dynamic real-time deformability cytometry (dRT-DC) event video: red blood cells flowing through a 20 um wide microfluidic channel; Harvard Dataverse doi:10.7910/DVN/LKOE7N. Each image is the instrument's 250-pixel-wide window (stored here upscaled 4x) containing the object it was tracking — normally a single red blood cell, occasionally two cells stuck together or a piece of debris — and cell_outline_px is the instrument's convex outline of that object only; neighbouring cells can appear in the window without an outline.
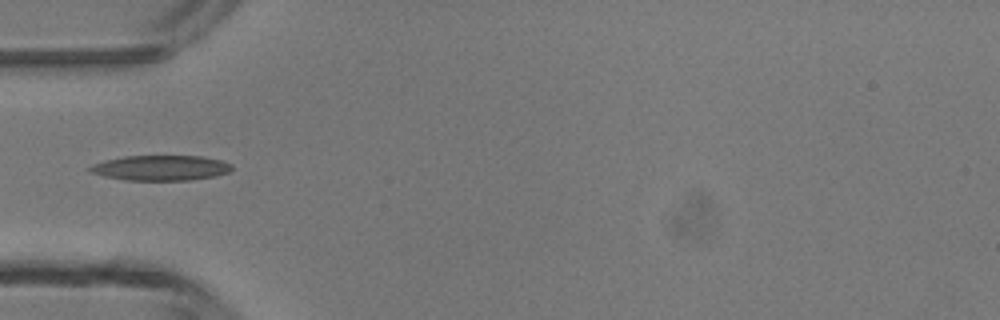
{"species": "common noctule bat (a hibernating species)", "species_latin": "Nyctalus noctula", "temperature_condition": "room temperature", "stored_images_in_passage": 5, "camera_frame_rate_fps": 3000, "um_per_image_px": 0.085, "animal": {"sex": "male", "body_mass_g": 13.3}, "frame": {"image": 1, "passage_image": 5, "time_ms": 4.667, "image_size_px": [1000, 320], "cell_outline_px": [[232, 168], [228, 172], [216, 176], [192, 180], [128, 180], [104, 176], [92, 172], [88, 168], [96, 164], [108, 160], [124, 156], [200, 156], [220, 160], [232, 164]], "centroid_in_image_um": [13.73, 14.27], "position_along_channel_um": 71.3, "area_um2": 20.52}}